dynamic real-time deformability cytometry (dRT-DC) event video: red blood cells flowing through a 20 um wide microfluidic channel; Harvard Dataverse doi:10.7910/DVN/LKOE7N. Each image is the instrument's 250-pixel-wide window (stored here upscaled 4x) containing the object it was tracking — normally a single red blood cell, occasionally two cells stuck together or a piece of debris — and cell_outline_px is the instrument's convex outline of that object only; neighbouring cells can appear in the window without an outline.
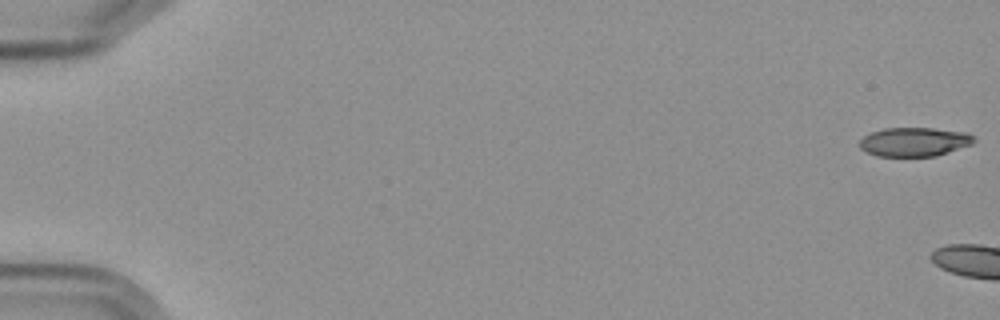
{"species": "Egyptian fruit bat (a non-hibernating species)", "species_latin": "Rousettus aegyptiacus", "temperature_condition": "cold", "stored_images_in_passage": 8, "camera_frame_rate_fps": 3000, "um_per_image_px": 0.085, "frame": {"image": 1, "passage_image": 1, "time_ms": 0.0, "image_size_px": [1000, 320], "cell_outline_px": [[976, 140], [972, 144], [936, 156], [876, 156], [860, 148], [860, 140], [864, 136], [872, 132], [884, 128], [932, 128], [968, 132]], "centroid_in_image_um": [77.73, 12.05], "position_along_channel_um": 7.3, "area_um2": 19.25}}
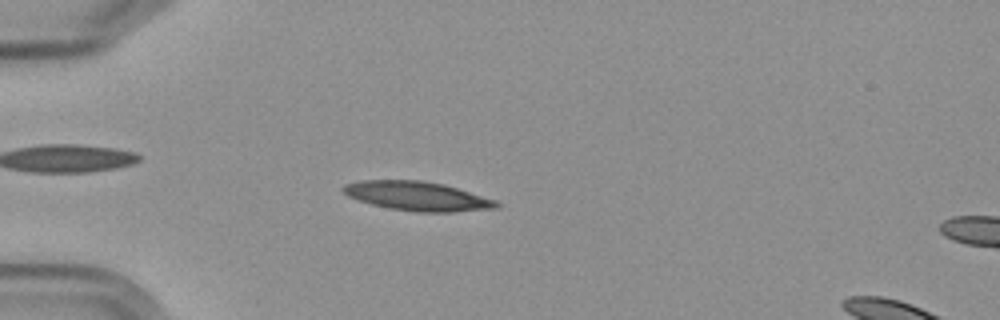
{"frame": {"image": 2, "passage_image": 6, "time_ms": 6.667, "image_size_px": [1000, 320], "cell_outline_px": [[504, 204], [500, 208], [452, 212], [416, 212], [388, 208], [372, 204], [348, 196], [340, 188], [344, 184], [360, 180], [420, 180], [444, 184], [500, 200]], "centroid_in_image_um": [35.57, 16.67], "position_along_channel_um": 49.4, "area_um2": 26.47}}
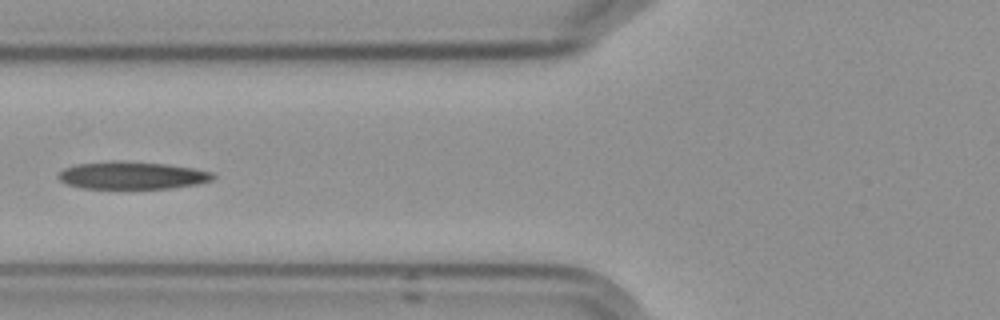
{"frame": {"image": 3, "passage_image": 8, "time_ms": 9.0, "image_size_px": [1000, 320], "cell_outline_px": [[216, 176], [212, 180], [196, 184], [172, 188], [80, 188], [64, 184], [56, 176], [64, 168], [76, 164], [112, 160], [120, 160], [168, 164], [196, 168], [212, 172]], "centroid_in_image_um": [11.21, 14.89], "position_along_channel_um": 114.6, "area_um2": 25.14}}